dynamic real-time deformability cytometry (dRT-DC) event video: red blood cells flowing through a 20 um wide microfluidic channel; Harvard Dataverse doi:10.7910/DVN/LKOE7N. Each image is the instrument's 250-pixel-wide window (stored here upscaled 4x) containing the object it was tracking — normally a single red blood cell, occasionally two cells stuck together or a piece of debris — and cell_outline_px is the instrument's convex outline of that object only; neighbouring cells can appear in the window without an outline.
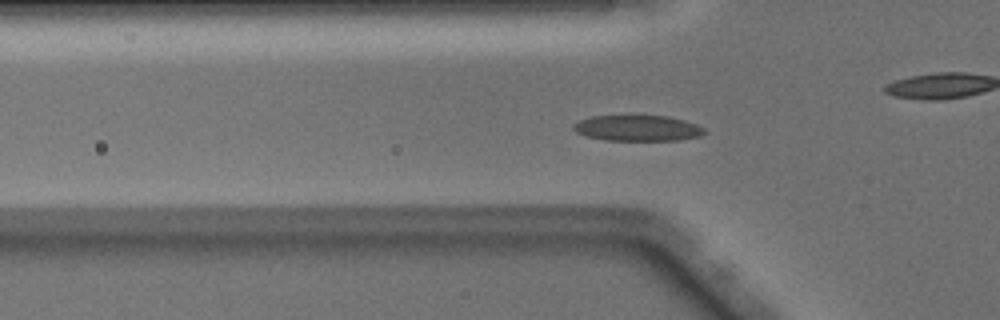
{"species": "Egyptian fruit bat (a non-hibernating species)", "species_latin": "Rousettus aegyptiacus", "temperature_condition": "warm", "stored_images_in_passage": 41, "camera_frame_rate_fps": 3000, "um_per_image_px": 0.085, "animal": {"sex": "male"}, "frame": {"image": 1, "passage_image": 7, "time_ms": 2.0, "image_size_px": [1000, 320], "cell_outline_px": [[704, 132], [700, 136], [680, 140], [604, 140], [588, 136], [576, 132], [572, 128], [572, 124], [580, 120], [592, 116], [668, 116], [684, 120], [696, 124], [704, 128]], "centroid_in_image_um": [54.18, 10.89], "position_along_channel_um": 71.6, "area_um2": 19.54}}
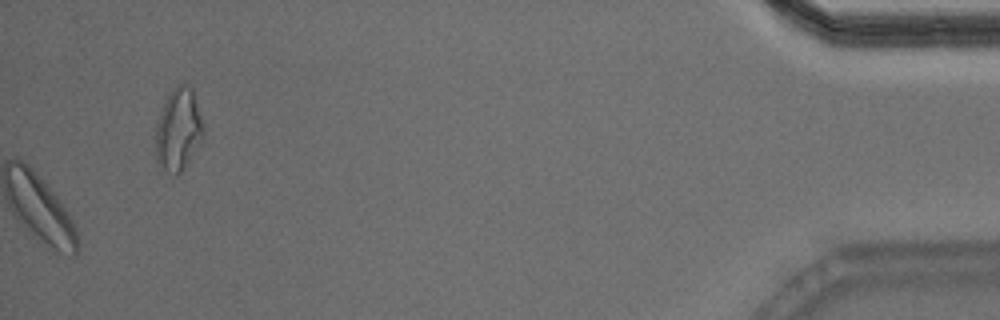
{"frame": {"image": 2, "passage_image": 41, "time_ms": 13.333, "image_size_px": [1000, 320], "cell_outline_px": [[204, 140], [180, 172], [176, 176], [164, 168], [156, 160], [156, 120], [172, 88], [176, 84], [184, 84], [192, 88], [204, 128]], "centroid_in_image_um": [15.17, 11.01], "position_along_channel_um": 420.0, "area_um2": 22.77}, "authors_computed_cell_mechanics": {"area_um2": 19.5364, "velocity_mm_per_s": 4.0474, "shape_relaxation_time_tau1_ms": 1.8942, "shape_relaxation_time_tau2_ms": 2.8666, "deformation_change_tau1": 0.0952, "deformation_change_tau2": 0.1015}}